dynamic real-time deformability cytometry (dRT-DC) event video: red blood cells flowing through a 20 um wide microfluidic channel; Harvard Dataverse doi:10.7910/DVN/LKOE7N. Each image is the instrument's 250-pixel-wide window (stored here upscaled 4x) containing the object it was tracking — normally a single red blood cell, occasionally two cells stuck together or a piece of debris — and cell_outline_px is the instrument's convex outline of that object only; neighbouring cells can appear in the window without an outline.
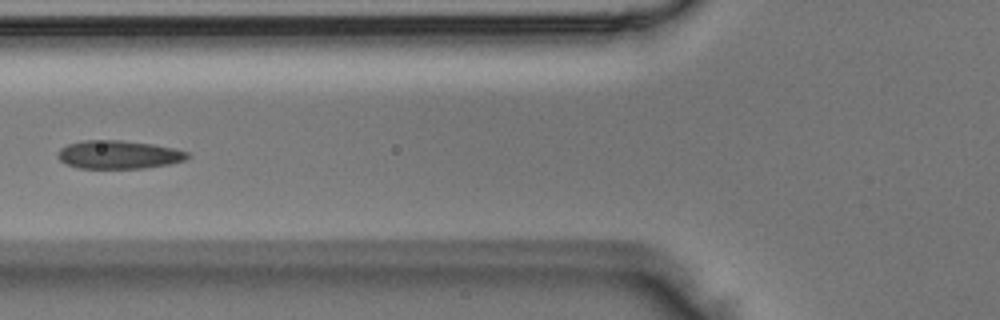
{"species": "Egyptian fruit bat (a non-hibernating species)", "species_latin": "Rousettus aegyptiacus", "temperature_condition": "room temperature", "stored_images_in_passage": 6, "camera_frame_rate_fps": 3000, "um_per_image_px": 0.085, "animal": {"sex": "male"}, "frame": {"image": 1, "passage_image": 4, "time_ms": 1.0, "image_size_px": [1000, 320], "cell_outline_px": [[192, 156], [184, 160], [168, 164], [144, 168], [80, 168], [64, 164], [56, 156], [60, 148], [68, 144], [84, 140], [124, 140], [152, 144], [176, 148], [188, 152]], "centroid_in_image_um": [10.08, 13.14], "position_along_channel_um": 115.7, "area_um2": 21.56}}
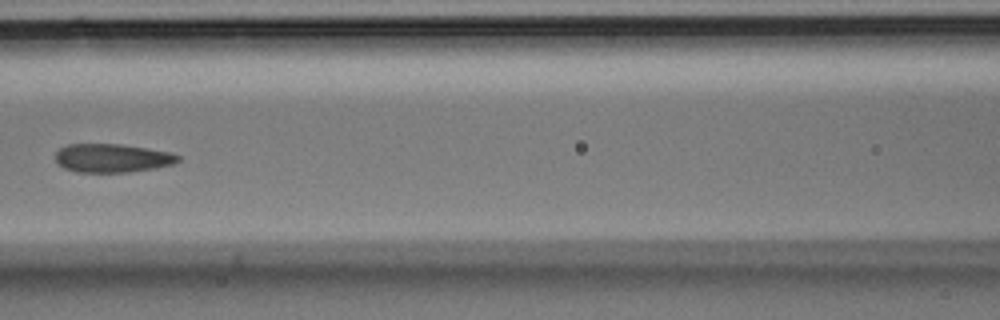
{"frame": {"image": 2, "passage_image": 5, "time_ms": 1.333, "image_size_px": [1000, 320], "cell_outline_px": [[180, 160], [172, 164], [156, 168], [128, 172], [76, 172], [64, 168], [56, 160], [56, 152], [60, 148], [68, 144], [120, 144], [168, 152], [180, 156]], "centroid_in_image_um": [9.52, 13.44], "position_along_channel_um": 157.1, "area_um2": 20.23}}
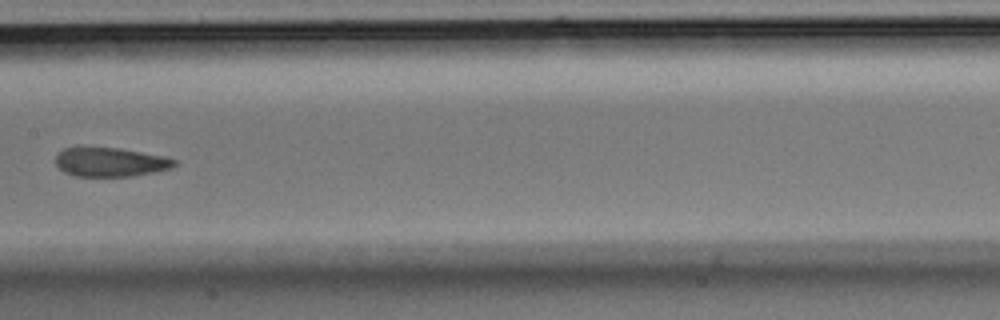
{"frame": {"image": 3, "passage_image": 6, "time_ms": 1.667, "image_size_px": [1000, 320], "cell_outline_px": [[176, 164], [172, 168], [156, 172], [132, 176], [76, 176], [64, 172], [56, 164], [56, 156], [64, 148], [76, 144], [80, 144], [120, 148], [164, 156], [176, 160]], "centroid_in_image_um": [9.33, 13.73], "position_along_channel_um": 198.1, "area_um2": 20.81}}